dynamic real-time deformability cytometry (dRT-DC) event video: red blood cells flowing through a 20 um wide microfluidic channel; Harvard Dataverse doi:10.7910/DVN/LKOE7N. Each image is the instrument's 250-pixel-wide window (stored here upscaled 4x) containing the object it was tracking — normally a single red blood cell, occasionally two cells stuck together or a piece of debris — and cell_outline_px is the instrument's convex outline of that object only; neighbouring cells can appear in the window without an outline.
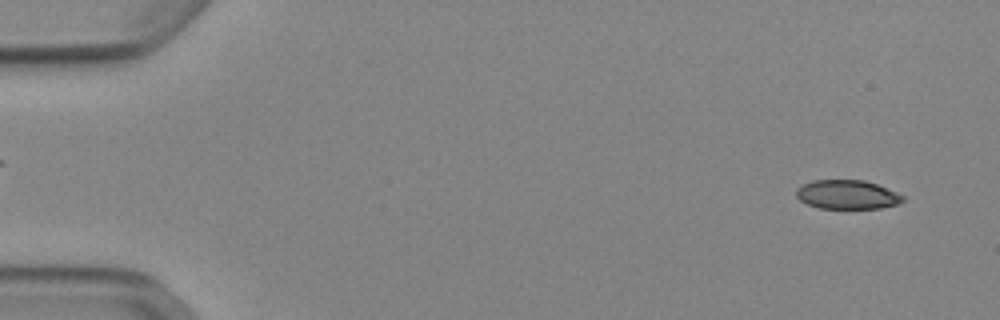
{"species": "Egyptian fruit bat (a non-hibernating species)", "species_latin": "Rousettus aegyptiacus", "temperature_condition": "cold", "stored_images_in_passage": 51, "camera_frame_rate_fps": 3000, "um_per_image_px": 0.085, "animal": {"sex": "female"}, "frame": {"image": 1, "passage_image": 2, "time_ms": 0.333, "image_size_px": [1000, 320], "cell_outline_px": [[904, 200], [896, 204], [880, 208], [820, 208], [808, 204], [800, 200], [796, 196], [796, 188], [812, 180], [864, 180], [876, 184], [896, 192], [904, 196]], "centroid_in_image_um": [71.99, 16.53], "position_along_channel_um": 13.0, "area_um2": 17.86}}
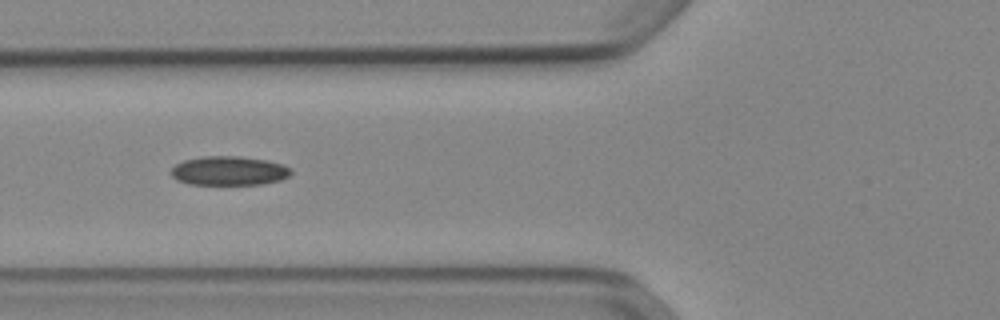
{"frame": {"image": 2, "passage_image": 19, "time_ms": 6.0, "image_size_px": [1000, 320], "cell_outline_px": [[292, 172], [288, 176], [280, 180], [260, 184], [188, 184], [176, 180], [172, 176], [172, 168], [176, 164], [184, 160], [204, 156], [240, 156], [268, 160], [292, 168]], "centroid_in_image_um": [19.46, 14.51], "position_along_channel_um": 106.3, "area_um2": 20.29}}
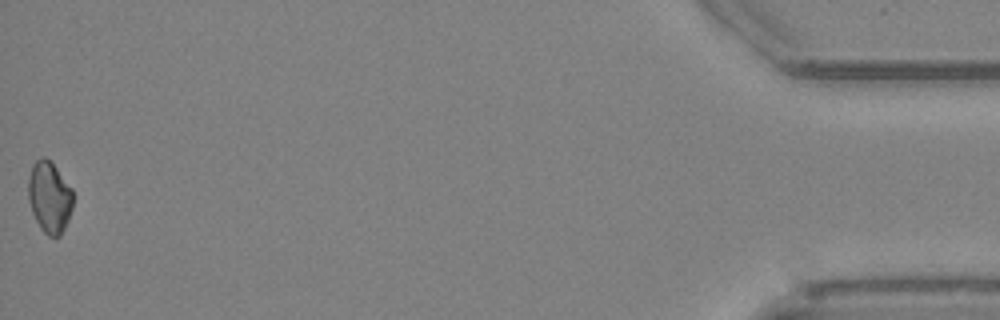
{"frame": {"image": 3, "passage_image": 51, "time_ms": 16.667, "image_size_px": [1000, 320], "cell_outline_px": [[72, 208], [68, 220], [60, 236], [48, 236], [40, 228], [32, 212], [28, 200], [28, 176], [32, 164], [40, 156], [44, 156], [56, 168], [72, 188]], "centroid_in_image_um": [4.18, 16.75], "position_along_channel_um": 431.0, "area_um2": 18.61}}